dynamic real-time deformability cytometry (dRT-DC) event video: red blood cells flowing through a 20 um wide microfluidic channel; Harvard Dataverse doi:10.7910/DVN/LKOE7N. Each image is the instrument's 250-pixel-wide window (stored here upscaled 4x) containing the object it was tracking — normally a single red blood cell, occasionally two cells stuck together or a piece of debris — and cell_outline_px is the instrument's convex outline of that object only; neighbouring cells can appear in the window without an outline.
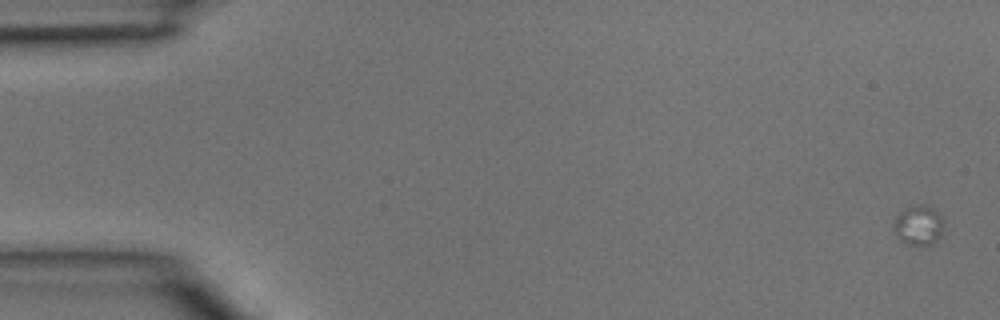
{"species": "common noctule bat (a hibernating species)", "species_latin": "Nyctalus noctula", "temperature_condition": "room temperature", "stored_images_in_passage": 5, "camera_frame_rate_fps": 3000, "um_per_image_px": 0.085, "animal": {"sex": "male", "body_mass_g": 15.6}, "frame": {"image": 1, "passage_image": 1, "time_ms": 0.0, "image_size_px": [1000, 320], "cell_outline_px": [[944, 224], [940, 236], [932, 244], [908, 244], [900, 240], [892, 228], [892, 224], [896, 216], [900, 212], [908, 208], [920, 204], [924, 204], [932, 208], [944, 220]], "centroid_in_image_um": [78.06, 19.14], "position_along_channel_um": 6.9, "area_um2": 11.44}}